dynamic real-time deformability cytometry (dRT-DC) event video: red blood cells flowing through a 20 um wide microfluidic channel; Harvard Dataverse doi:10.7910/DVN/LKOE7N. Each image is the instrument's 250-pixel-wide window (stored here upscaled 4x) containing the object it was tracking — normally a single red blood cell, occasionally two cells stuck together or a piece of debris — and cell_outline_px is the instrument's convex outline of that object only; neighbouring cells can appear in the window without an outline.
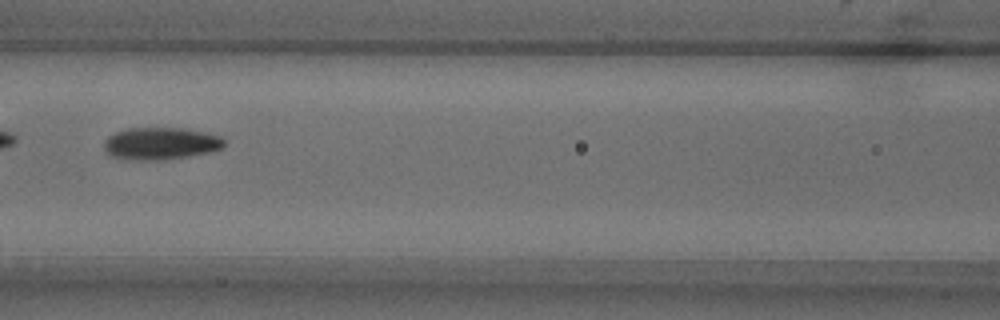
{"species": "common noctule bat (a hibernating species)", "species_latin": "Nyctalus noctula", "temperature_condition": "warm", "stored_images_in_passage": 6, "camera_frame_rate_fps": 3000, "um_per_image_px": 0.085, "animal": {"sex": "male", "body_mass_g": 18.8}, "frame": {"image": 1, "passage_image": 4, "time_ms": 3.667, "image_size_px": [1000, 320], "cell_outline_px": [[224, 148], [208, 152], [168, 160], [124, 160], [108, 156], [104, 148], [104, 140], [108, 136], [124, 128], [184, 128], [208, 132], [220, 136], [224, 140]], "centroid_in_image_um": [13.62, 12.2], "position_along_channel_um": 153.0, "area_um2": 23.06}}
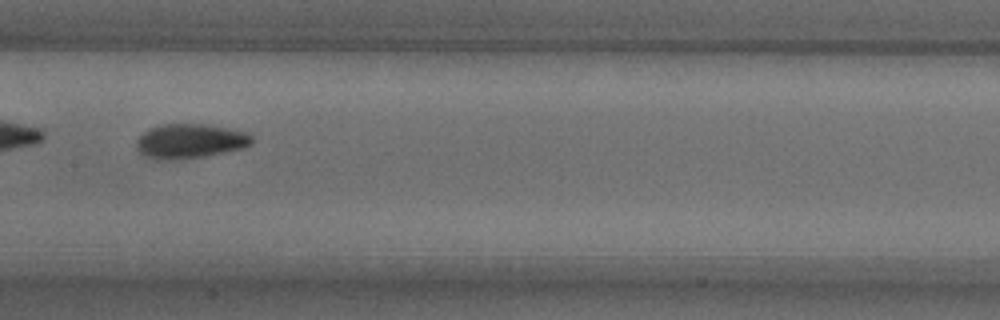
{"frame": {"image": 2, "passage_image": 5, "time_ms": 4.667, "image_size_px": [1000, 320], "cell_outline_px": [[252, 144], [244, 148], [204, 156], [172, 160], [156, 160], [144, 156], [136, 148], [136, 140], [148, 128], [160, 124], [204, 124], [228, 128], [248, 132], [252, 136]], "centroid_in_image_um": [16.13, 11.99], "position_along_channel_um": 191.3, "area_um2": 23.41}}
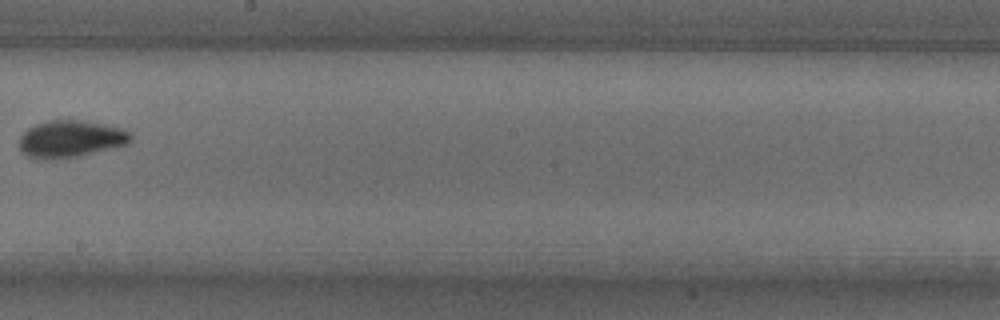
{"frame": {"image": 3, "passage_image": 6, "time_ms": 6.0, "image_size_px": [1000, 320], "cell_outline_px": [[132, 140], [128, 144], [80, 156], [60, 160], [28, 156], [20, 152], [20, 136], [28, 128], [36, 124], [48, 120], [80, 120], [128, 128], [132, 132]], "centroid_in_image_um": [6.07, 11.8], "position_along_channel_um": 242.1, "area_um2": 24.39}}